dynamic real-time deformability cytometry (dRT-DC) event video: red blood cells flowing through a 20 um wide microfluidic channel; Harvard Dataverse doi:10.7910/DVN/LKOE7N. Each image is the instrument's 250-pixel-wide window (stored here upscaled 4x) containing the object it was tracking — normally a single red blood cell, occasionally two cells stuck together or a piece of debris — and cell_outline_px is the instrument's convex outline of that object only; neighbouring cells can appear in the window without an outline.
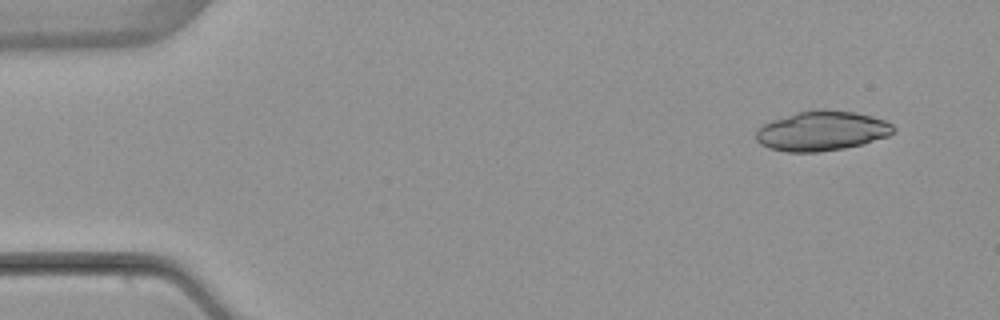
{"species": "common noctule bat (a hibernating species)", "species_latin": "Nyctalus noctula", "temperature_condition": "warm", "stored_images_in_passage": 4, "camera_frame_rate_fps": 3000, "um_per_image_px": 0.085, "animal": {"sex": "female", "body_mass_g": 22.7, "forearm_length_mm": 54.2}, "frame": {"image": 1, "passage_image": 1, "time_ms": 0.0, "image_size_px": [1000, 320], "cell_outline_px": [[896, 132], [888, 136], [864, 144], [844, 148], [820, 152], [784, 152], [768, 148], [760, 144], [756, 140], [756, 128], [772, 120], [796, 112], [816, 108], [824, 108], [856, 112], [872, 116], [884, 120], [892, 124], [896, 128]], "centroid_in_image_um": [69.86, 11.12], "position_along_channel_um": 15.1, "area_um2": 32.43}}